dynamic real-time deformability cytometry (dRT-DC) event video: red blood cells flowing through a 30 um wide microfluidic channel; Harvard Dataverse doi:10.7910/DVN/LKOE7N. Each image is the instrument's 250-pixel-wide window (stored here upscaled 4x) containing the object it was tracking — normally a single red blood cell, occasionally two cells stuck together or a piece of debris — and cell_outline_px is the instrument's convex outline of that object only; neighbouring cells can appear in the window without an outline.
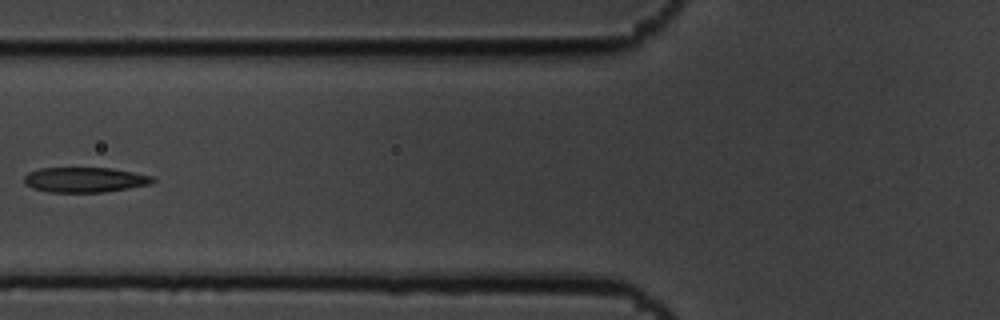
{"species": "common noctule bat (a hibernating species)", "species_latin": "Nyctalus noctula", "temperature_condition": "cold", "stored_images_in_passage": 5, "camera_frame_rate_fps": 3000, "um_per_image_px": 0.085, "animal": {"sex": "male", "body_mass_g": 19.5, "forearm_length_mm": 54.6}, "frame": {"image": 1, "passage_image": 5, "time_ms": 1.333, "image_size_px": [1000, 320], "cell_outline_px": [[156, 180], [148, 184], [128, 188], [104, 192], [48, 192], [32, 188], [24, 184], [24, 176], [28, 172], [40, 168], [112, 168], [152, 176]], "centroid_in_image_um": [7.16, 15.28], "position_along_channel_um": 118.6, "area_um2": 18.73}}